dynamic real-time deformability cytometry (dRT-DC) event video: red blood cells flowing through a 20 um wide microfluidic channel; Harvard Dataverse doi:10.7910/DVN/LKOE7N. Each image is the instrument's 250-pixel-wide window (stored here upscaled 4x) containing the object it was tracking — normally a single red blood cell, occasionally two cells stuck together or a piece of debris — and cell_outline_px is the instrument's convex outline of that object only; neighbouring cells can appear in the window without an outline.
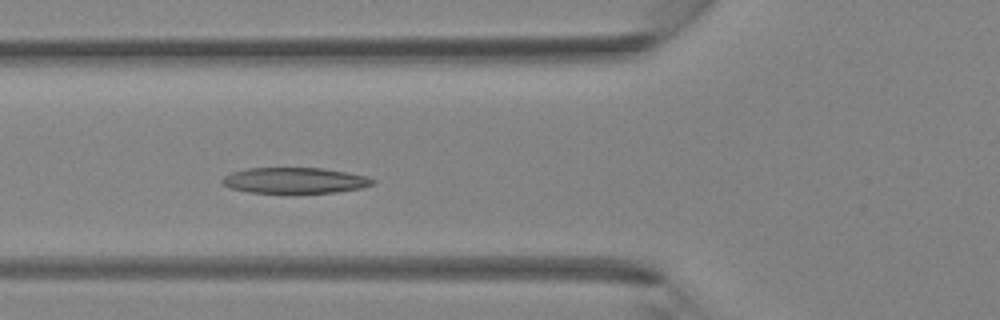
{"species": "Egyptian fruit bat (a non-hibernating species)", "species_latin": "Rousettus aegyptiacus", "temperature_condition": "room temperature", "stored_images_in_passage": 39, "camera_frame_rate_fps": 3000, "um_per_image_px": 0.085, "animal": {"sex": "female"}, "frame": {"image": 1, "passage_image": 14, "time_ms": 4.333, "image_size_px": [1000, 320], "cell_outline_px": [[376, 184], [360, 188], [336, 192], [248, 192], [232, 188], [224, 184], [220, 180], [224, 176], [232, 172], [248, 168], [324, 168], [348, 172], [368, 176], [376, 180]], "centroid_in_image_um": [25.11, 15.32], "position_along_channel_um": 100.7, "area_um2": 22.48}}
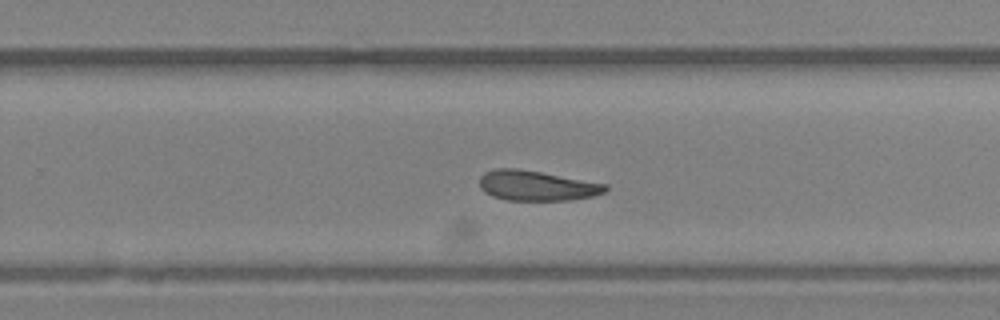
{"frame": {"image": 2, "passage_image": 25, "time_ms": 8.0, "image_size_px": [1000, 320], "cell_outline_px": [[608, 188], [604, 192], [592, 196], [568, 200], [508, 200], [492, 196], [484, 192], [480, 188], [480, 176], [484, 172], [496, 168], [516, 168], [540, 172], [608, 184]], "centroid_in_image_um": [45.59, 15.78], "position_along_channel_um": 284.2, "area_um2": 21.96}}
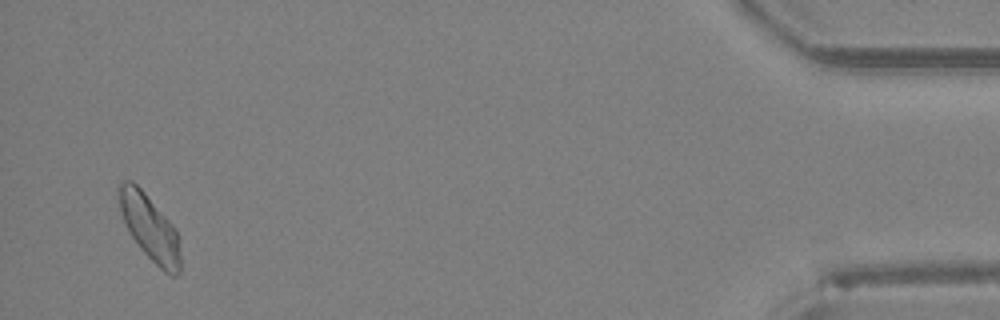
{"frame": {"image": 3, "passage_image": 38, "time_ms": 12.333, "image_size_px": [1000, 320], "cell_outline_px": [[180, 272], [176, 276], [172, 276], [164, 272], [140, 248], [124, 224], [120, 212], [116, 188], [116, 184], [124, 180], [132, 180], [144, 192], [172, 224], [176, 232], [180, 256]], "centroid_in_image_um": [12.67, 19.31], "position_along_channel_um": 422.5, "area_um2": 23.41}}